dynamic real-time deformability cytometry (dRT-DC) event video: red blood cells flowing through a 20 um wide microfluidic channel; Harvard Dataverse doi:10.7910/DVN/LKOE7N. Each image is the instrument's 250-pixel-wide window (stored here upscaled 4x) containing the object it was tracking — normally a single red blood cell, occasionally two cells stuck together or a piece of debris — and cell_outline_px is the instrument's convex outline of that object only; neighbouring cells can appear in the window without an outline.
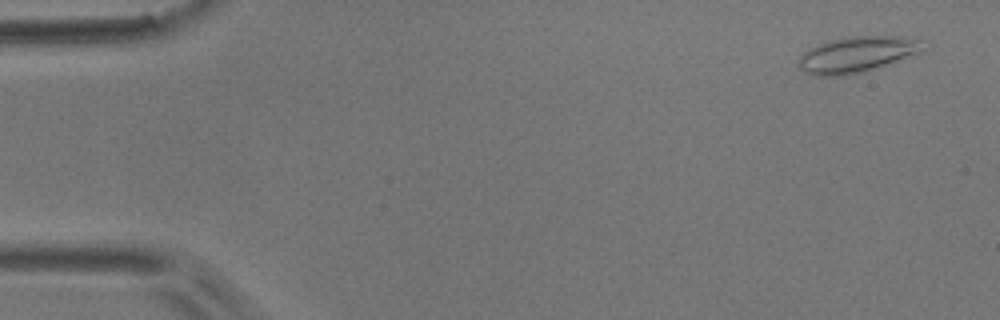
{"species": "common noctule bat (a hibernating species)", "species_latin": "Nyctalus noctula", "temperature_condition": "room temperature", "stored_images_in_passage": 55, "camera_frame_rate_fps": 3000, "um_per_image_px": 0.085, "animal": {"sex": "male", "body_mass_g": 17.9}, "frame": {"image": 1, "passage_image": 3, "time_ms": 0.667, "image_size_px": [1000, 320], "cell_outline_px": [[928, 40], [920, 52], [860, 72], [840, 76], [816, 76], [804, 72], [800, 68], [800, 56], [804, 52], [816, 44], [844, 36], [916, 36]], "centroid_in_image_um": [72.88, 4.58], "position_along_channel_um": 12.1, "area_um2": 26.01}}
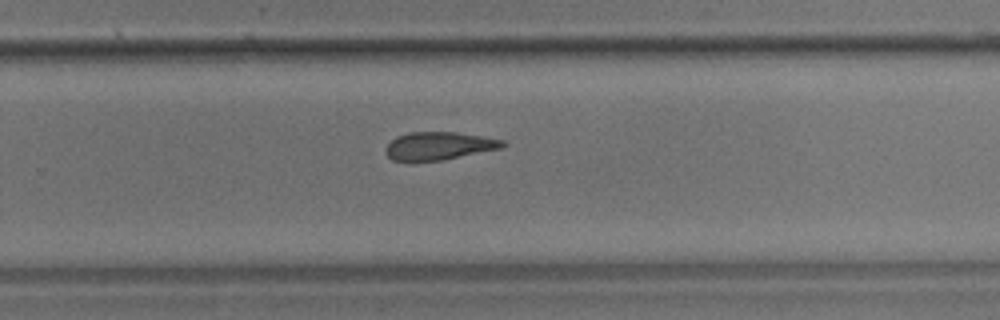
{"frame": {"image": 2, "passage_image": 36, "time_ms": 11.667, "image_size_px": [1000, 320], "cell_outline_px": [[508, 144], [504, 148], [440, 160], [392, 160], [388, 156], [388, 144], [396, 136], [408, 132], [456, 132], [504, 140]], "centroid_in_image_um": [37.38, 12.38], "position_along_channel_um": 292.4, "area_um2": 18.73}}
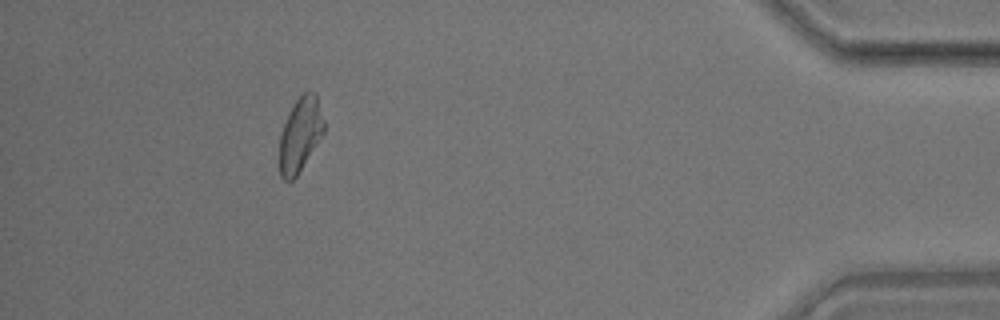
{"frame": {"image": 3, "passage_image": 50, "time_ms": 16.333, "image_size_px": [1000, 320], "cell_outline_px": [[324, 132], [296, 176], [292, 180], [284, 180], [280, 176], [280, 132], [288, 112], [296, 100], [308, 88], [316, 92], [324, 120]], "centroid_in_image_um": [25.52, 11.37], "position_along_channel_um": 409.7, "area_um2": 19.19}, "authors_computed_cell_mechanics": {"area_um2": 20.2878, "velocity_mm_per_s": 3.6621, "shape_relaxation_time_tau1_ms": 4.3427, "shape_relaxation_time_tau2_ms": 5.2351, "deformation_change_tau1": 0.1171, "deformation_change_tau2": 0.149}}